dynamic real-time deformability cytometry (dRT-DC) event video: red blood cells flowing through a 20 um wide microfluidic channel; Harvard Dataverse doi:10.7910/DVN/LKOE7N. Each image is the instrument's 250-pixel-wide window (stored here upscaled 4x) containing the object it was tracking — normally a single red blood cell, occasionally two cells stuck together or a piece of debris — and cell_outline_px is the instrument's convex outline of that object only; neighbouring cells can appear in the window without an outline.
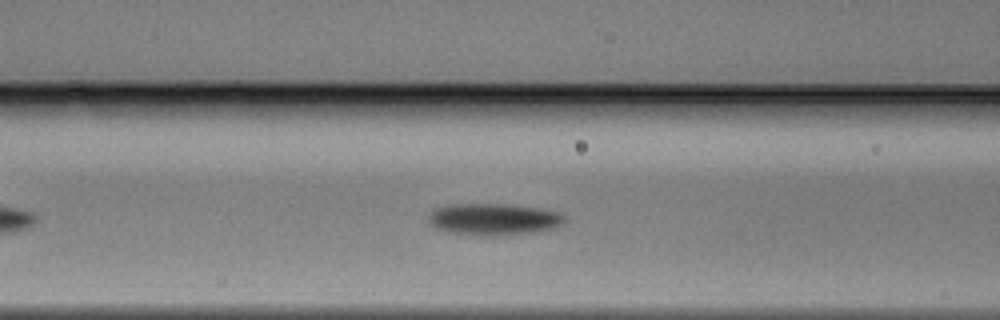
{"species": "Egyptian fruit bat (a non-hibernating species)", "species_latin": "Rousettus aegyptiacus", "temperature_condition": "warm", "stored_images_in_passage": 25, "camera_frame_rate_fps": 3000, "um_per_image_px": 0.085, "animal": {"sex": "male"}, "frame": {"image": 1, "passage_image": 10, "time_ms": 3.0, "image_size_px": [1000, 320], "cell_outline_px": [[568, 220], [556, 228], [532, 232], [500, 236], [492, 236], [448, 232], [436, 228], [428, 220], [428, 216], [436, 208], [448, 204], [512, 204], [540, 208], [564, 212]], "centroid_in_image_um": [42.05, 18.63], "position_along_channel_um": 124.5, "area_um2": 25.55}}
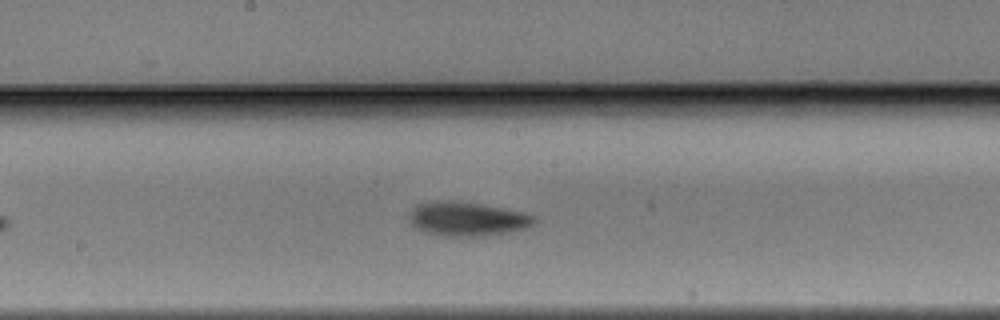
{"frame": {"image": 2, "passage_image": 16, "time_ms": 5.0, "image_size_px": [1000, 320], "cell_outline_px": [[536, 220], [528, 228], [508, 232], [484, 236], [444, 236], [428, 232], [412, 224], [408, 216], [408, 212], [416, 204], [436, 200], [460, 200], [484, 204], [524, 212], [532, 216]], "centroid_in_image_um": [39.7, 18.58], "position_along_channel_um": 208.5, "area_um2": 25.03}}
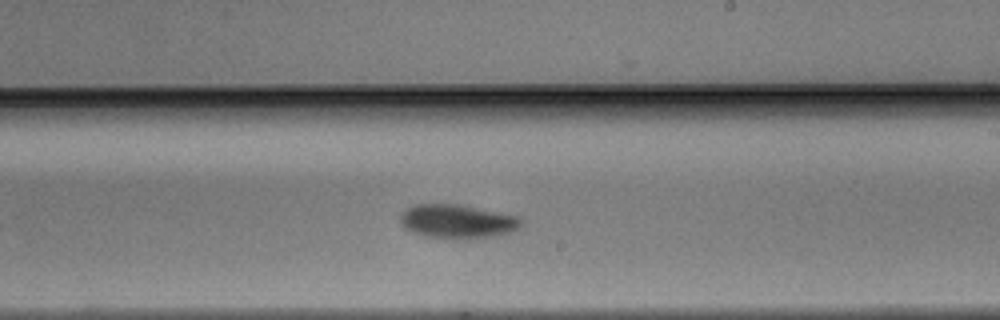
{"frame": {"image": 3, "passage_image": 19, "time_ms": 6.0, "image_size_px": [1000, 320], "cell_outline_px": [[524, 224], [516, 232], [492, 236], [464, 240], [448, 240], [424, 236], [412, 232], [400, 224], [400, 212], [412, 204], [456, 204], [520, 216], [524, 220]], "centroid_in_image_um": [38.9, 18.84], "position_along_channel_um": 250.1, "area_um2": 24.68}}